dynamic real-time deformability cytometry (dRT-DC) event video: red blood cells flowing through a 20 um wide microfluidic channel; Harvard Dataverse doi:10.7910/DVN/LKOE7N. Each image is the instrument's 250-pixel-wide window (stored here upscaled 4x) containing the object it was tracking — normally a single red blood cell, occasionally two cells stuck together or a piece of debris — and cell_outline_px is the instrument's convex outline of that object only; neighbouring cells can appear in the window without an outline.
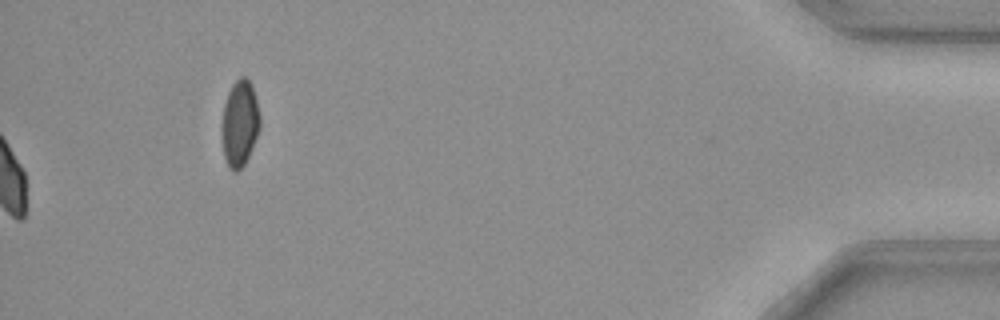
{"species": "common noctule bat (a hibernating species)", "species_latin": "Nyctalus noctula", "temperature_condition": "cold", "stored_images_in_passage": 40, "camera_frame_rate_fps": 3000, "um_per_image_px": 0.085, "animal": {"sex": "female", "body_mass_g": 29.2, "forearm_length_mm": 56.3}, "frame": {"image": 1, "passage_image": 40, "time_ms": 13.0, "image_size_px": [1000, 320], "cell_outline_px": [[260, 128], [252, 148], [244, 164], [236, 172], [232, 172], [224, 156], [220, 132], [220, 128], [224, 104], [228, 92], [232, 84], [240, 76], [244, 76], [252, 84], [260, 116]], "centroid_in_image_um": [20.35, 10.47], "position_along_channel_um": 414.8, "area_um2": 19.36}}